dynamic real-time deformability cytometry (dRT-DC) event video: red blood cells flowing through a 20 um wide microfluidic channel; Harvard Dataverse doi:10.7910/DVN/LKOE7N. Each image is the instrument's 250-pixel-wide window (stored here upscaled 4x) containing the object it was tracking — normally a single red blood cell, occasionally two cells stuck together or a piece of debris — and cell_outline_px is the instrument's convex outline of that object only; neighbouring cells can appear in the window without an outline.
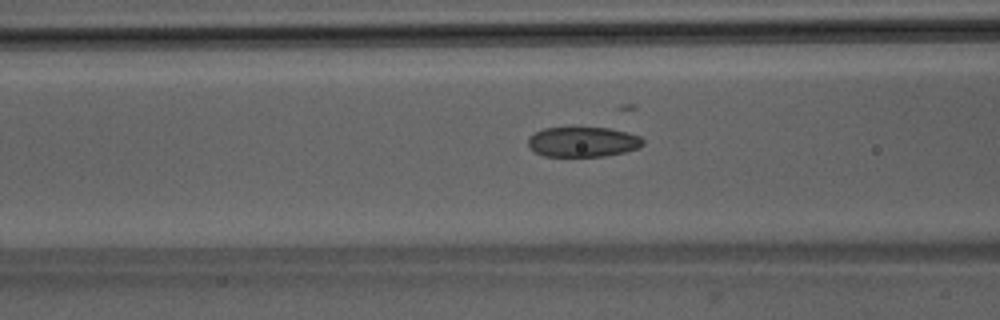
{"species": "Egyptian fruit bat (a non-hibernating species)", "species_latin": "Rousettus aegyptiacus", "temperature_condition": "room temperature", "stored_images_in_passage": 35, "camera_frame_rate_fps": 3000, "um_per_image_px": 0.085, "animal": {"sex": "male"}, "frame": {"image": 1, "passage_image": 7, "time_ms": 2.0, "image_size_px": [1000, 320], "cell_outline_px": [[644, 144], [640, 148], [624, 152], [604, 156], [544, 156], [536, 152], [528, 144], [528, 136], [544, 128], [576, 124], [612, 128], [628, 132], [640, 136], [644, 140]], "centroid_in_image_um": [49.56, 12.0], "position_along_channel_um": 117.0, "area_um2": 21.1}}
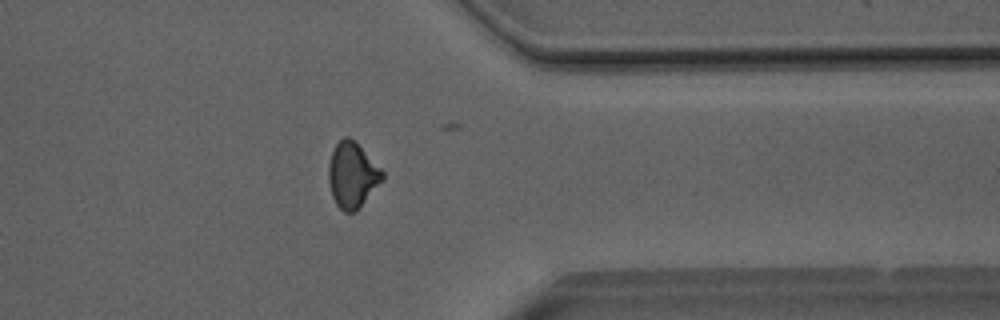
{"frame": {"image": 2, "passage_image": 27, "time_ms": 8.667, "image_size_px": [1000, 320], "cell_outline_px": [[384, 180], [356, 212], [344, 212], [336, 204], [332, 196], [328, 180], [328, 164], [332, 152], [336, 144], [344, 136], [348, 136], [384, 172]], "centroid_in_image_um": [29.94, 14.93], "position_along_channel_um": 381.5, "area_um2": 20.35}}
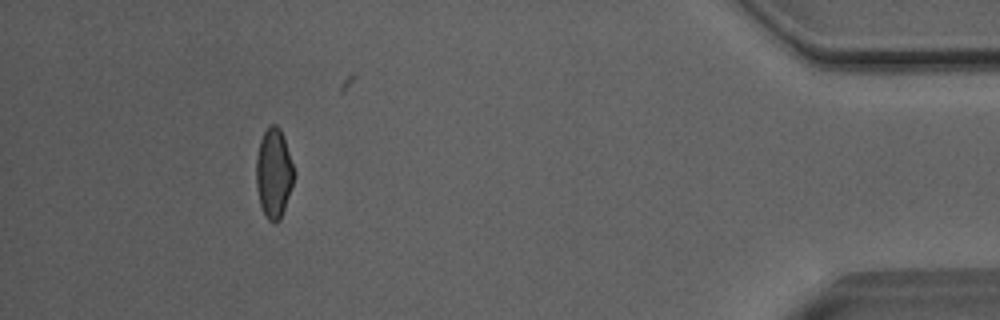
{"frame": {"image": 3, "passage_image": 33, "time_ms": 10.667, "image_size_px": [1000, 320], "cell_outline_px": [[296, 172], [280, 220], [276, 224], [272, 224], [268, 220], [260, 204], [256, 188], [256, 156], [260, 140], [264, 132], [272, 124], [276, 124], [280, 128]], "centroid_in_image_um": [23.26, 14.73], "position_along_channel_um": 411.9, "area_um2": 19.71}}